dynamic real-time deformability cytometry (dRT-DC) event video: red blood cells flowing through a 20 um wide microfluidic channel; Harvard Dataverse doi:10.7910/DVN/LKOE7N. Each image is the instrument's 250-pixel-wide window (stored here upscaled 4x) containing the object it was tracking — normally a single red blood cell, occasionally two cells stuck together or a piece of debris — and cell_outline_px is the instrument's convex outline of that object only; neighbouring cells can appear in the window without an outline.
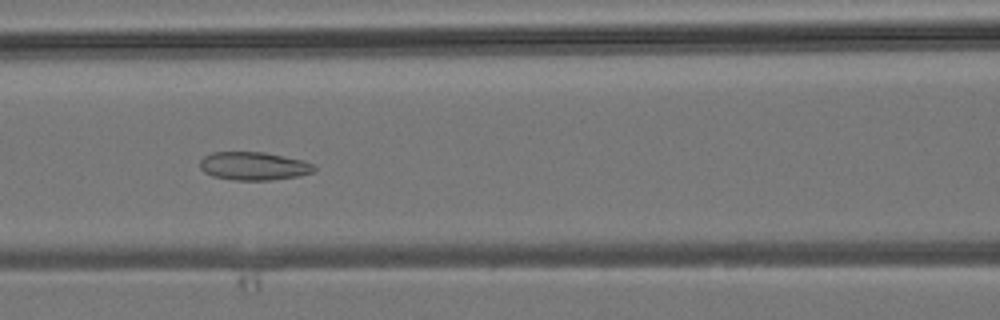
{"species": "common noctule bat (a hibernating species)", "species_latin": "Nyctalus noctula", "temperature_condition": "room temperature", "stored_images_in_passage": 29, "camera_frame_rate_fps": 3000, "um_per_image_px": 0.085, "animal": {"sex": "male", "body_mass_g": 19.2, "forearm_length_mm": 51.8}, "frame": {"image": 1, "passage_image": 10, "time_ms": 3.0, "image_size_px": [1000, 320], "cell_outline_px": [[316, 168], [312, 172], [300, 176], [272, 180], [236, 180], [212, 176], [204, 172], [200, 168], [200, 160], [204, 156], [212, 152], [264, 152], [300, 160], [316, 164]], "centroid_in_image_um": [21.56, 14.12], "position_along_channel_um": 145.0, "area_um2": 18.79}}
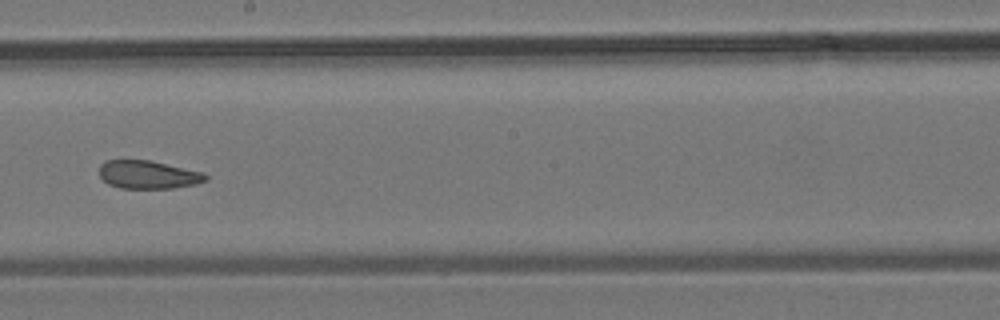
{"frame": {"image": 2, "passage_image": 16, "time_ms": 5.0, "image_size_px": [1000, 320], "cell_outline_px": [[208, 180], [196, 184], [172, 188], [120, 188], [108, 184], [100, 176], [100, 164], [104, 160], [152, 160], [204, 172], [208, 176]], "centroid_in_image_um": [12.62, 14.84], "position_along_channel_um": 235.6, "area_um2": 17.63}}
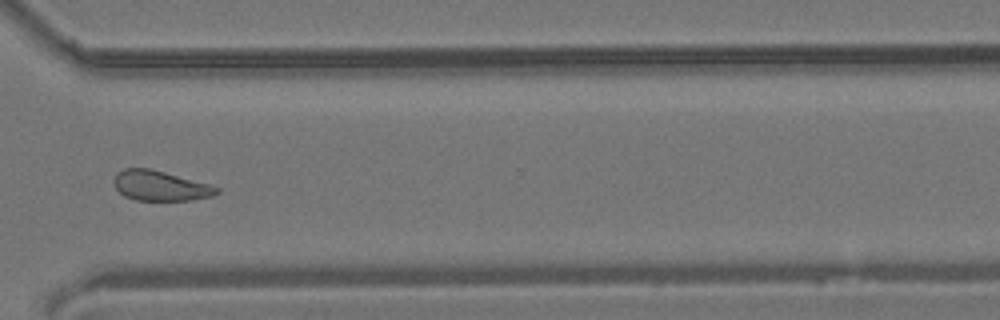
{"frame": {"image": 3, "passage_image": 24, "time_ms": 7.667, "image_size_px": [1000, 320], "cell_outline_px": [[220, 192], [212, 196], [192, 200], [136, 200], [124, 196], [116, 188], [112, 180], [116, 172], [124, 168], [148, 168], [164, 172], [208, 184], [220, 188]], "centroid_in_image_um": [13.59, 15.79], "position_along_channel_um": 357.0, "area_um2": 17.92}}